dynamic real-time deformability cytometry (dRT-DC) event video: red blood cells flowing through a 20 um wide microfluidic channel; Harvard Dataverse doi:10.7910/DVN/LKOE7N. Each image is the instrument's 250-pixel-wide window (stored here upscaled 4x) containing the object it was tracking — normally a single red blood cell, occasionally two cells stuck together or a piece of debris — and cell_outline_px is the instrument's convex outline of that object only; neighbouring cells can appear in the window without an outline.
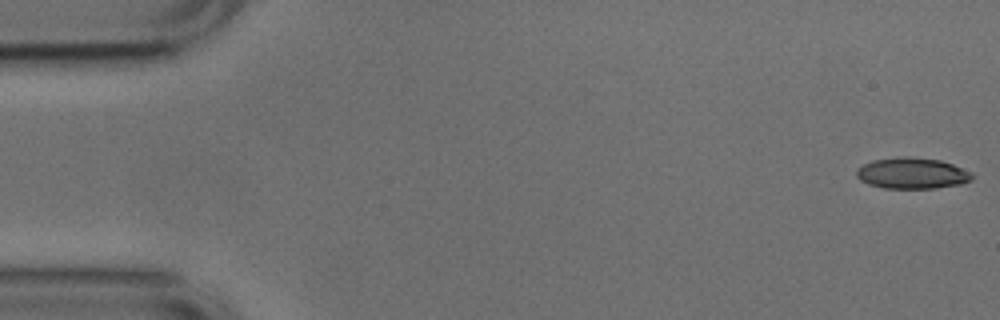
{"species": "common noctule bat (a hibernating species)", "species_latin": "Nyctalus noctula", "temperature_condition": "cold", "stored_images_in_passage": 14, "camera_frame_rate_fps": 3000, "um_per_image_px": 0.085, "animal": {"sex": "male", "body_mass_g": 17.9, "forearm_length_mm": 54.2}, "frame": {"image": 1, "passage_image": 1, "time_ms": 0.0, "image_size_px": [1000, 320], "cell_outline_px": [[976, 176], [972, 180], [960, 184], [936, 188], [884, 188], [868, 184], [860, 180], [856, 176], [856, 168], [872, 160], [900, 156], [912, 156], [940, 160], [952, 164], [972, 172]], "centroid_in_image_um": [77.53, 14.72], "position_along_channel_um": 7.5, "area_um2": 21.21}}
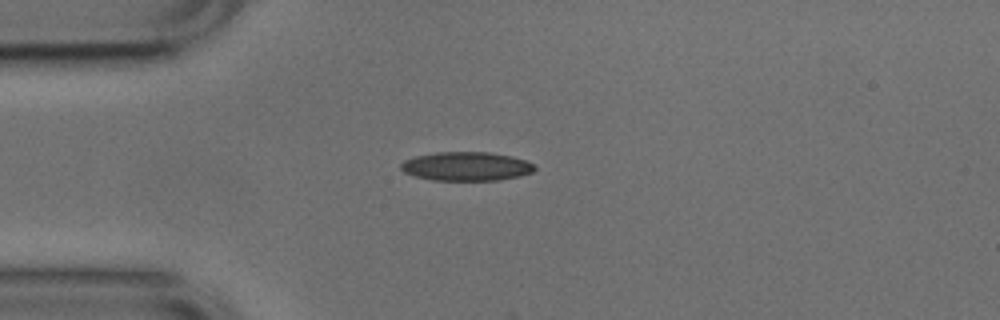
{"frame": {"image": 2, "passage_image": 13, "time_ms": 4.0, "image_size_px": [1000, 320], "cell_outline_px": [[536, 168], [532, 172], [520, 176], [500, 180], [432, 180], [416, 176], [404, 172], [400, 168], [400, 164], [404, 160], [416, 156], [436, 152], [488, 152], [512, 156], [536, 164]], "centroid_in_image_um": [39.66, 14.13], "position_along_channel_um": 45.3, "area_um2": 22.54}}